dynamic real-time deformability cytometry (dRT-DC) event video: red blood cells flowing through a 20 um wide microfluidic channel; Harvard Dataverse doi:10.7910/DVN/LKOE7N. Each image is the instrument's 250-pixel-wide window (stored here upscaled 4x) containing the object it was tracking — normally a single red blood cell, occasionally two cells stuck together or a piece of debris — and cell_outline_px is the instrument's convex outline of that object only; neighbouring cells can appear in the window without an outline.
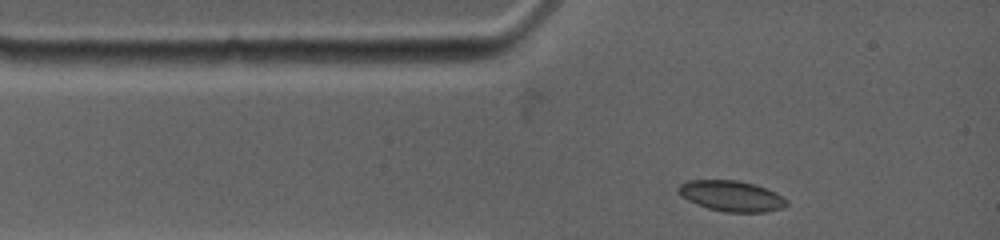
{"species": "common noctule bat (a hibernating species)", "species_latin": "Nyctalus noctula", "temperature_condition": "warm", "stored_images_in_passage": 32, "camera_frame_rate_fps": 4500, "um_per_image_px": 0.085, "animal": {"sex": "female", "body_mass_g": 19.0, "forearm_length_mm": 53.3}, "frame": {"image": 1, "passage_image": 1, "time_ms": 0.0, "image_size_px": [1000, 240], "cell_outline_px": [[788, 204], [780, 208], [764, 212], [724, 212], [708, 208], [688, 200], [680, 196], [676, 188], [680, 184], [688, 180], [736, 180], [756, 184], [776, 192], [788, 200]], "centroid_in_image_um": [62.16, 16.65], "position_along_channel_um": 22.8, "area_um2": 19.42}}
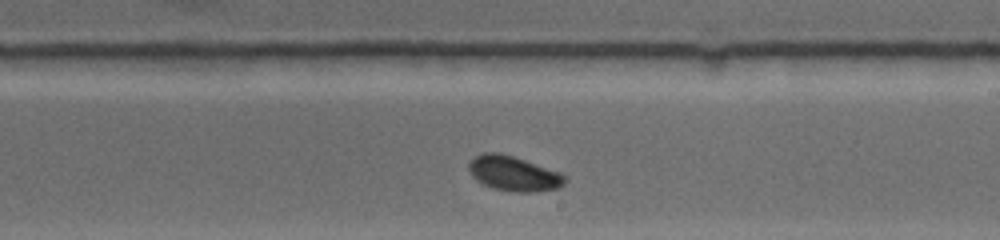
{"frame": {"image": 2, "passage_image": 19, "time_ms": 6.222, "image_size_px": [1000, 240], "cell_outline_px": [[564, 184], [560, 188], [532, 192], [512, 192], [492, 188], [476, 180], [468, 172], [468, 164], [476, 156], [484, 152], [500, 152], [560, 172], [564, 176]], "centroid_in_image_um": [43.63, 14.76], "position_along_channel_um": 245.4, "area_um2": 19.48}}
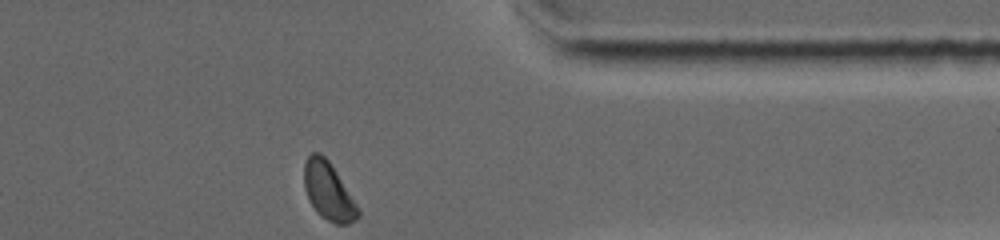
{"frame": {"image": 3, "passage_image": 32, "time_ms": 10.222, "image_size_px": [1000, 240], "cell_outline_px": [[360, 216], [356, 220], [348, 224], [336, 224], [320, 216], [316, 212], [308, 200], [304, 188], [304, 164], [308, 156], [312, 152], [320, 152], [328, 160], [360, 208]], "centroid_in_image_um": [27.92, 16.27], "position_along_channel_um": 383.5, "area_um2": 18.26}, "authors_computed_cell_mechanics": {"area_um2": 19.1607, "velocity_mm_per_s": 3.7544, "shape_relaxation_time_tau1_ms": 5.2076, "shape_relaxation_time_tau2_ms": null, "deformation_change_tau1": 0.1154, "deformation_change_tau2": null}}